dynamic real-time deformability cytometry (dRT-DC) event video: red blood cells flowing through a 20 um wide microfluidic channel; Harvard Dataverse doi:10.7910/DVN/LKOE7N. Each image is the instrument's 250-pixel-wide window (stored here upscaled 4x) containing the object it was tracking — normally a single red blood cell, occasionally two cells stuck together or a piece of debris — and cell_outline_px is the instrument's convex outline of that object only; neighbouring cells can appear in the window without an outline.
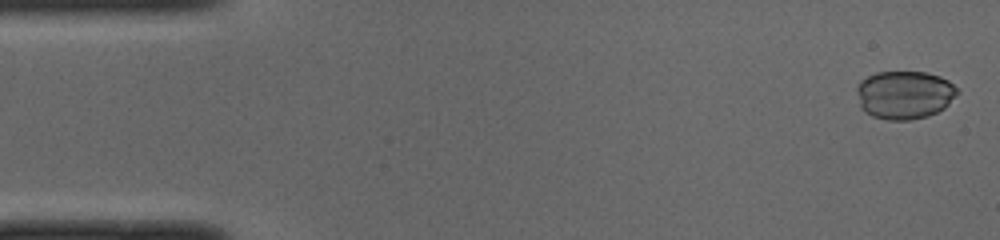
{"species": "common noctule bat (a hibernating species)", "species_latin": "Nyctalus noctula", "temperature_condition": "cold", "stored_images_in_passage": 50, "camera_frame_rate_fps": 3000, "um_per_image_px": 0.085, "animal": {"sex": "male", "body_mass_g": 19.0, "forearm_length_mm": 50.8}, "frame": {"image": 1, "passage_image": 2, "time_ms": 0.333, "image_size_px": [1000, 240], "cell_outline_px": [[960, 92], [944, 108], [928, 116], [912, 120], [888, 120], [872, 116], [860, 108], [856, 92], [856, 88], [860, 80], [876, 72], [924, 72], [940, 76], [948, 80]], "centroid_in_image_um": [76.86, 8.06], "position_along_channel_um": 8.1, "area_um2": 28.5}}
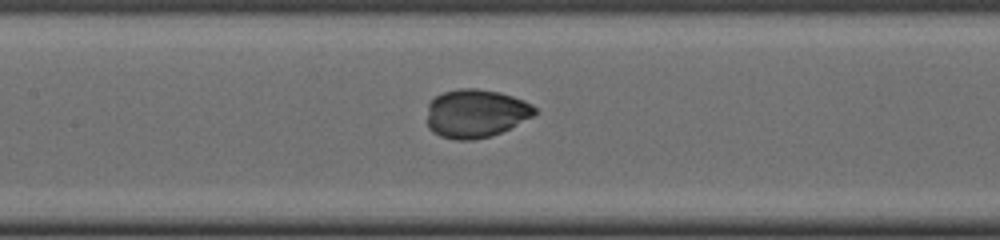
{"frame": {"image": 2, "passage_image": 23, "time_ms": 7.333, "image_size_px": [1000, 240], "cell_outline_px": [[536, 112], [532, 116], [500, 132], [488, 136], [472, 140], [456, 140], [440, 136], [432, 132], [428, 128], [428, 104], [436, 96], [444, 92], [456, 88], [476, 88], [500, 92], [524, 100], [532, 104], [536, 108]], "centroid_in_image_um": [40.41, 9.63], "position_along_channel_um": 167.0, "area_um2": 30.23}}
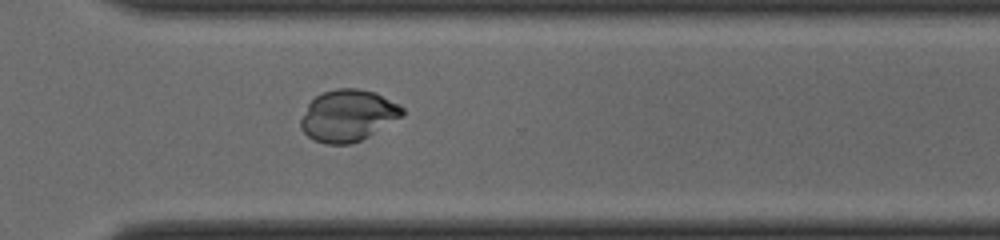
{"frame": {"image": 3, "passage_image": 36, "time_ms": 11.667, "image_size_px": [1000, 240], "cell_outline_px": [[404, 116], [368, 136], [352, 144], [324, 144], [312, 140], [300, 128], [300, 120], [308, 104], [320, 92], [336, 88], [356, 88], [376, 92], [400, 104], [404, 108]], "centroid_in_image_um": [29.58, 9.81], "position_along_channel_um": 341.0, "area_um2": 30.87}}